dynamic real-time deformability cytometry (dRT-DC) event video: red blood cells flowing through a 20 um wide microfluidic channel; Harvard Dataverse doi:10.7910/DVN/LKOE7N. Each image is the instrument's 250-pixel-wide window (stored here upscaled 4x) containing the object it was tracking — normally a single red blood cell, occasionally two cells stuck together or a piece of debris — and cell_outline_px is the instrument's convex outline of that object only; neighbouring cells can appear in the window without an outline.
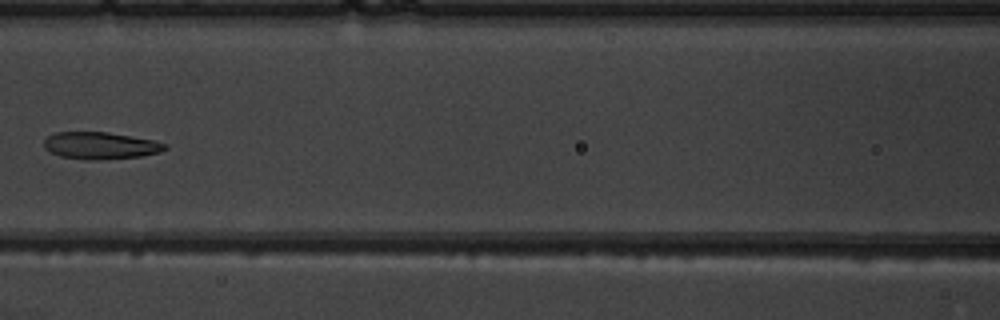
{"species": "common noctule bat (a hibernating species)", "species_latin": "Nyctalus noctula", "temperature_condition": "warm", "stored_images_in_passage": 9, "camera_frame_rate_fps": 3000, "um_per_image_px": 0.085, "animal": {"sex": "male", "body_mass_g": 19.5, "forearm_length_mm": 54.6}, "frame": {"image": 1, "passage_image": 8, "time_ms": 8.333, "image_size_px": [1000, 320], "cell_outline_px": [[168, 148], [160, 152], [140, 156], [92, 160], [84, 160], [60, 156], [44, 148], [44, 140], [48, 136], [56, 132], [108, 132], [152, 140], [168, 144]], "centroid_in_image_um": [8.53, 12.37], "position_along_channel_um": 158.1, "area_um2": 18.96}}
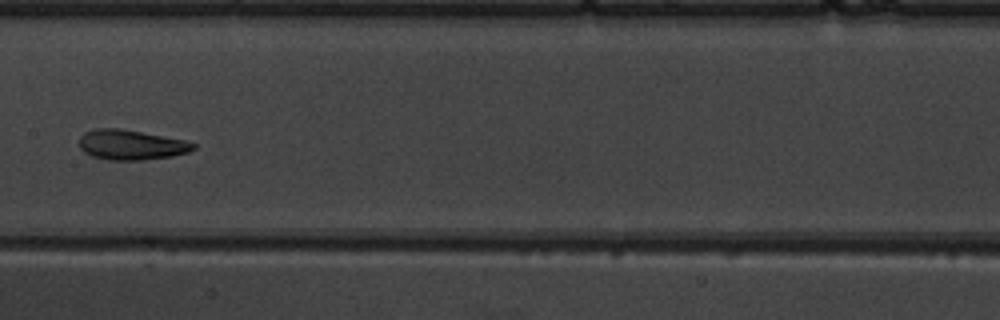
{"frame": {"image": 2, "passage_image": 9, "time_ms": 9.333, "image_size_px": [1000, 320], "cell_outline_px": [[196, 148], [188, 152], [172, 156], [144, 160], [108, 160], [92, 156], [84, 152], [80, 148], [80, 136], [84, 132], [96, 128], [120, 128], [184, 140], [196, 144]], "centroid_in_image_um": [11.13, 12.31], "position_along_channel_um": 196.3, "area_um2": 19.94}}